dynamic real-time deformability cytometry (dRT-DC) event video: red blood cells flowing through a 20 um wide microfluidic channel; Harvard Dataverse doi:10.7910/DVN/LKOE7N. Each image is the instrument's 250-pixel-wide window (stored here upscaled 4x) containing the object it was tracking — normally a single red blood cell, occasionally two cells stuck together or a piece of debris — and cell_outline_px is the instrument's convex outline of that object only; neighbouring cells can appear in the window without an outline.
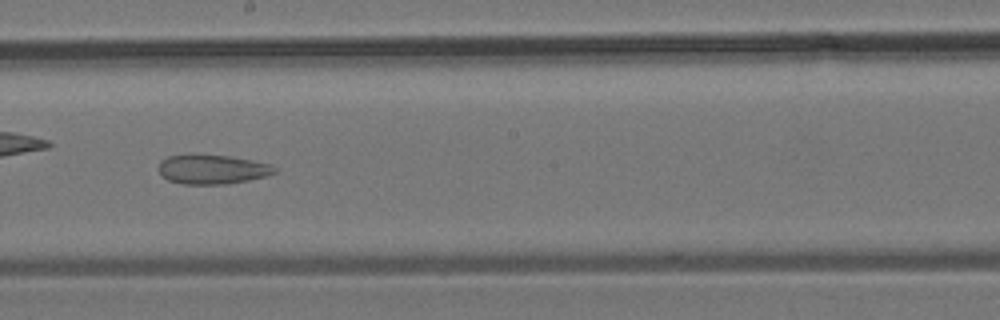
{"species": "common noctule bat (a hibernating species)", "species_latin": "Nyctalus noctula", "temperature_condition": "room temperature", "stored_images_in_passage": 38, "camera_frame_rate_fps": 3000, "um_per_image_px": 0.085, "animal": {"sex": "male", "body_mass_g": 19.2, "forearm_length_mm": 51.8}, "frame": {"image": 1, "passage_image": 21, "time_ms": 6.667, "image_size_px": [1000, 320], "cell_outline_px": [[276, 172], [264, 176], [248, 180], [228, 184], [184, 184], [168, 180], [160, 172], [160, 160], [168, 156], [232, 156], [272, 164], [276, 168]], "centroid_in_image_um": [18.09, 14.41], "position_along_channel_um": 230.1, "area_um2": 19.36}}
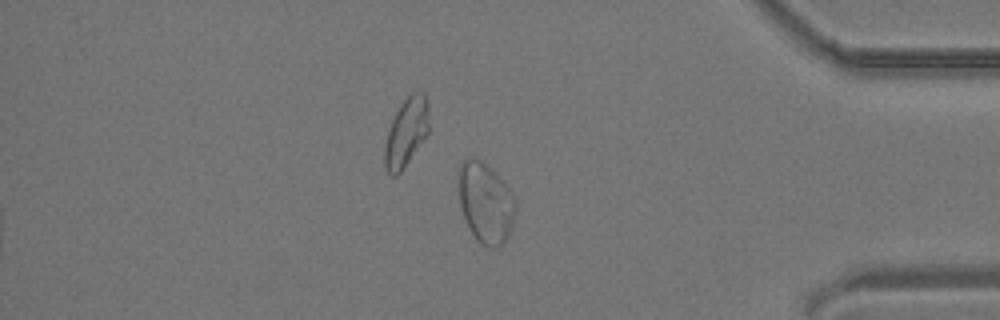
{"frame": {"image": 2, "passage_image": 32, "time_ms": 10.333, "image_size_px": [1000, 320], "cell_outline_px": [[516, 212], [508, 236], [500, 244], [492, 248], [488, 248], [480, 244], [476, 240], [468, 228], [460, 204], [460, 164], [468, 156], [472, 156], [484, 160], [504, 180], [516, 196]], "centroid_in_image_um": [41.31, 17.2], "position_along_channel_um": 393.9, "area_um2": 27.11}}
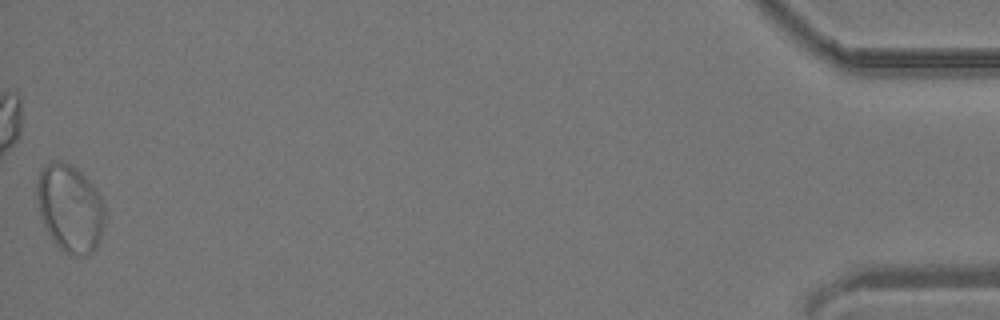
{"frame": {"image": 3, "passage_image": 38, "time_ms": 12.333, "image_size_px": [1000, 320], "cell_outline_px": [[104, 224], [96, 248], [88, 256], [72, 256], [64, 252], [52, 240], [40, 216], [36, 200], [36, 180], [44, 164], [52, 160], [56, 160], [72, 164], [96, 188], [104, 204]], "centroid_in_image_um": [5.93, 17.69], "position_along_channel_um": 429.3, "area_um2": 35.08}}